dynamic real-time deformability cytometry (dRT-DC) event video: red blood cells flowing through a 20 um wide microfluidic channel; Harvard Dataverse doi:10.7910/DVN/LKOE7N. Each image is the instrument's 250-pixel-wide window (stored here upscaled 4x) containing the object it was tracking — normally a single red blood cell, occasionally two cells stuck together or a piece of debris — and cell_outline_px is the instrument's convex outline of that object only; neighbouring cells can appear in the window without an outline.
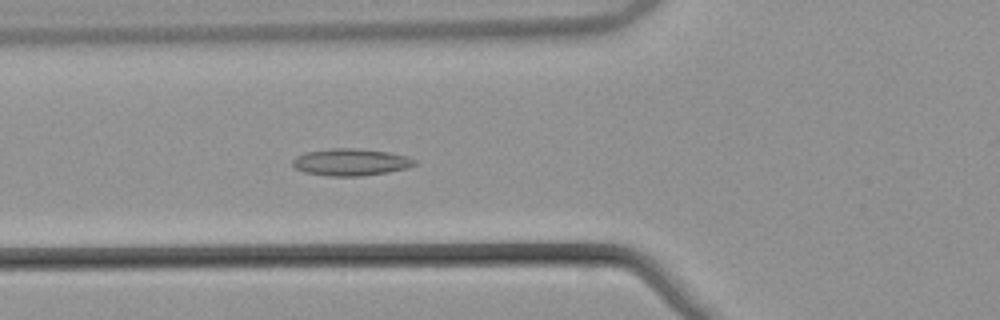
{"species": "common noctule bat (a hibernating species)", "species_latin": "Nyctalus noctula", "temperature_condition": "warm", "stored_images_in_passage": 38, "camera_frame_rate_fps": 3000, "um_per_image_px": 0.085, "animal": {"sex": "male", "body_mass_g": 21.5, "forearm_length_mm": 52.0}, "frame": {"image": 1, "passage_image": 10, "time_ms": 3.0, "image_size_px": [1000, 320], "cell_outline_px": [[416, 164], [408, 168], [388, 172], [360, 176], [328, 176], [304, 172], [292, 168], [292, 160], [296, 156], [304, 152], [332, 148], [356, 148], [388, 152], [408, 156], [416, 160]], "centroid_in_image_um": [29.79, 13.78], "position_along_channel_um": 96.0, "area_um2": 19.42}}
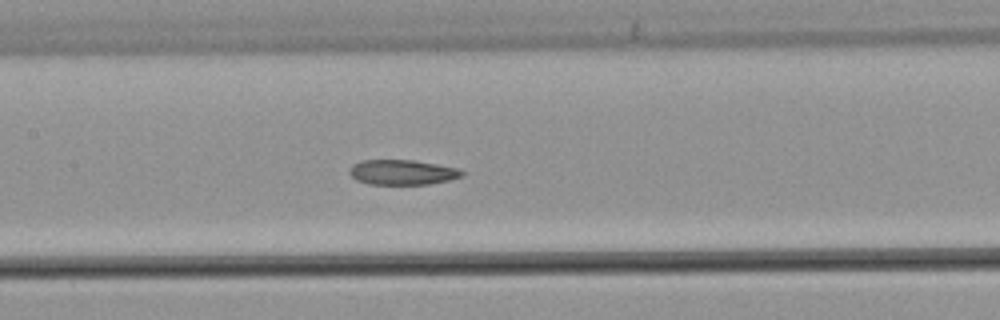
{"frame": {"image": 2, "passage_image": 16, "time_ms": 5.0, "image_size_px": [1000, 320], "cell_outline_px": [[464, 176], [448, 180], [428, 184], [368, 184], [356, 180], [348, 172], [352, 164], [364, 160], [412, 160], [460, 168], [464, 172]], "centroid_in_image_um": [34.2, 14.64], "position_along_channel_um": 173.2, "area_um2": 16.42}}
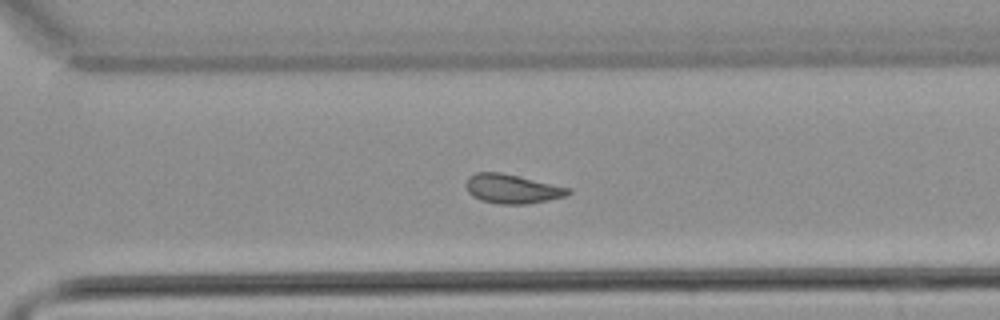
{"frame": {"image": 3, "passage_image": 28, "time_ms": 9.0, "image_size_px": [1000, 320], "cell_outline_px": [[572, 192], [564, 196], [548, 200], [528, 204], [500, 204], [480, 200], [472, 196], [468, 192], [464, 184], [468, 176], [476, 172], [500, 172], [572, 188]], "centroid_in_image_um": [43.5, 16.05], "position_along_channel_um": 327.1, "area_um2": 17.51}, "authors_computed_cell_mechanics": {"area_um2": 17.5423, "velocity_mm_per_s": 3.8573, "shape_relaxation_time_tau1_ms": 10.8079, "shape_relaxation_time_tau2_ms": 4.045, "deformation_change_tau1": 0.1839, "deformation_change_tau2": 0.1176}}